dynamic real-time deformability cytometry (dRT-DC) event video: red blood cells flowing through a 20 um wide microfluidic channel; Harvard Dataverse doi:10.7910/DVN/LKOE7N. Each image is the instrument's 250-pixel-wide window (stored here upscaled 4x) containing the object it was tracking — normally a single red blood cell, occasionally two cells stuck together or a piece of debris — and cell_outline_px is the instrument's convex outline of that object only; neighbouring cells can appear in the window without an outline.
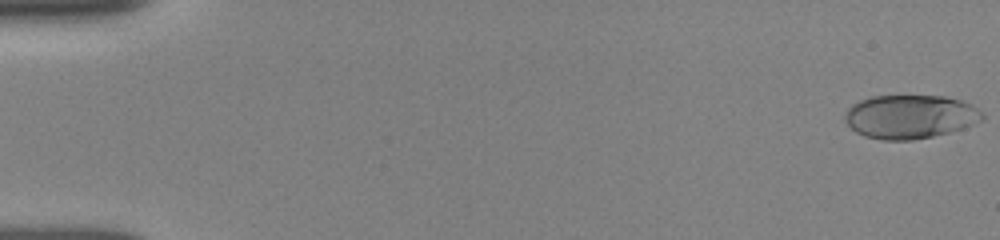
{"species": "human", "species_latin": "Homo sapiens", "temperature_condition": "room temperature", "stored_images_in_passage": 16, "camera_frame_rate_fps": 3000, "um_per_image_px": 0.085, "donor": {"sex": "female"}, "frame": {"image": 1, "passage_image": 1, "time_ms": 0.0, "image_size_px": [1000, 240], "cell_outline_px": [[984, 120], [964, 128], [932, 136], [912, 140], [880, 140], [864, 136], [856, 132], [844, 120], [844, 116], [848, 108], [852, 104], [860, 100], [872, 96], [944, 96], [960, 100], [972, 104], [984, 112]], "centroid_in_image_um": [77.38, 9.92], "position_along_channel_um": 7.6, "area_um2": 35.2}}
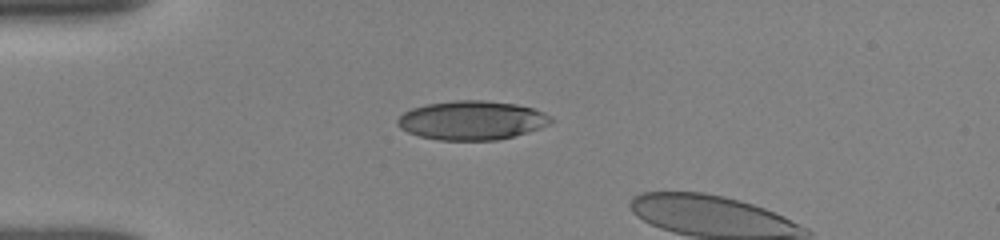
{"frame": {"image": 2, "passage_image": 13, "time_ms": 4.333, "image_size_px": [1000, 240], "cell_outline_px": [[556, 120], [552, 124], [528, 132], [496, 140], [440, 140], [420, 136], [408, 132], [400, 128], [396, 124], [396, 120], [404, 112], [412, 108], [428, 104], [456, 100], [484, 100], [516, 104], [532, 108], [544, 112], [552, 116]], "centroid_in_image_um": [40.14, 10.22], "position_along_channel_um": 44.9, "area_um2": 34.97}}